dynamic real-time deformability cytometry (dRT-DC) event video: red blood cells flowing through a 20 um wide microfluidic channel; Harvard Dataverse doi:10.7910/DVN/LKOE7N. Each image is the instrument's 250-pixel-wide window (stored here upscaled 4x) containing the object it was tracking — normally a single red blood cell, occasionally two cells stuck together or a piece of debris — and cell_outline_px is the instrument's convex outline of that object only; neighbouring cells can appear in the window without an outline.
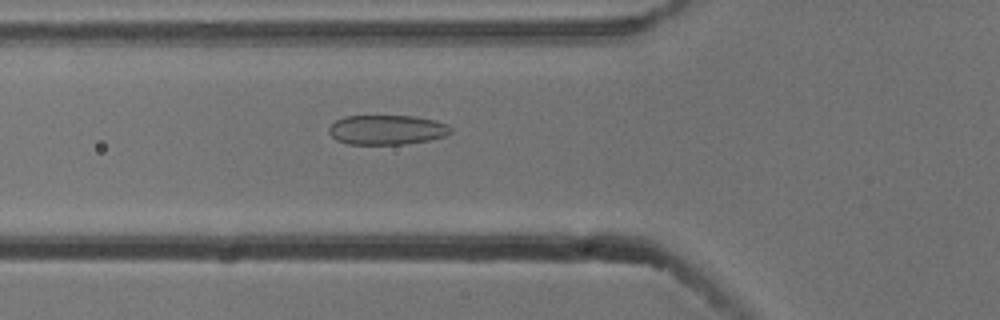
{"species": "common noctule bat (a hibernating species)", "species_latin": "Nyctalus noctula", "temperature_condition": "cold", "stored_images_in_passage": 46, "camera_frame_rate_fps": 3000, "um_per_image_px": 0.085, "animal": {"sex": "male", "body_mass_g": 13.3}, "frame": {"image": 1, "passage_image": 11, "time_ms": 3.333, "image_size_px": [1000, 320], "cell_outline_px": [[452, 132], [444, 136], [428, 140], [404, 144], [348, 144], [336, 140], [328, 132], [328, 128], [336, 120], [344, 116], [416, 116], [436, 120], [448, 124], [452, 128]], "centroid_in_image_um": [32.89, 11.03], "position_along_channel_um": 92.9, "area_um2": 21.15}}
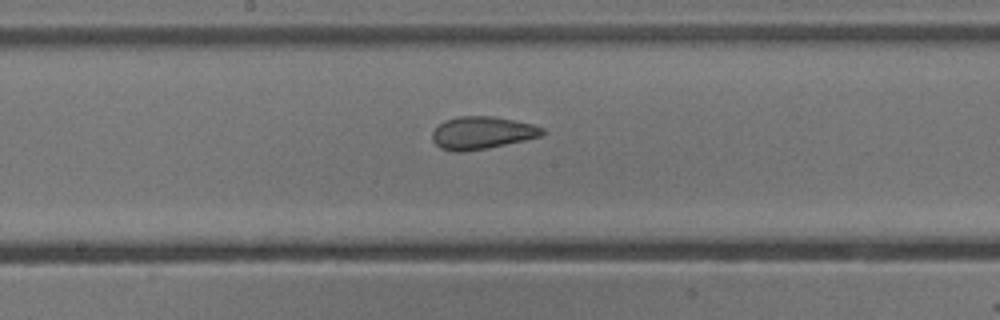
{"frame": {"image": 2, "passage_image": 20, "time_ms": 6.333, "image_size_px": [1000, 320], "cell_outline_px": [[544, 132], [540, 136], [524, 140], [488, 148], [464, 152], [452, 152], [440, 148], [432, 140], [432, 132], [444, 120], [460, 116], [492, 116], [532, 124], [544, 128]], "centroid_in_image_um": [40.93, 11.3], "position_along_channel_um": 207.3, "area_um2": 20.81}}
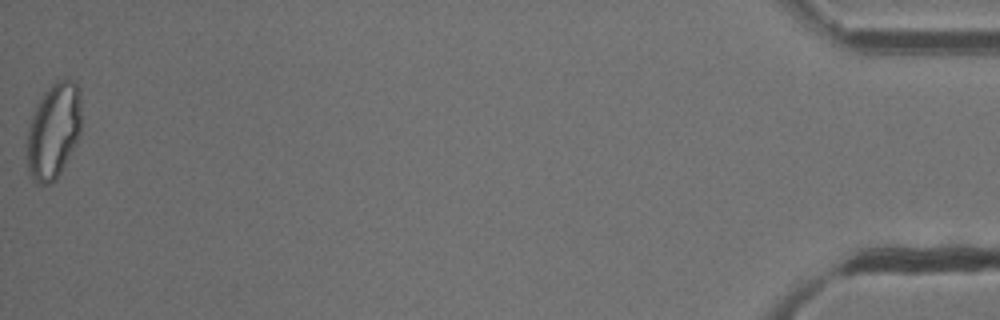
{"frame": {"image": 3, "passage_image": 46, "time_ms": 15.0, "image_size_px": [1000, 320], "cell_outline_px": [[80, 136], [76, 144], [56, 180], [48, 184], [36, 184], [28, 176], [24, 144], [28, 128], [36, 104], [44, 92], [52, 84], [60, 80], [76, 80], [80, 88]], "centroid_in_image_um": [4.51, 11.17], "position_along_channel_um": 430.7, "area_um2": 31.15}, "authors_computed_cell_mechanics": {"area_um2": 22.542, "velocity_mm_per_s": 3.7809, "shape_relaxation_time_tau1_ms": null, "shape_relaxation_time_tau2_ms": 1.4947, "deformation_change_tau1": null, "deformation_change_tau2": 0.0643}}